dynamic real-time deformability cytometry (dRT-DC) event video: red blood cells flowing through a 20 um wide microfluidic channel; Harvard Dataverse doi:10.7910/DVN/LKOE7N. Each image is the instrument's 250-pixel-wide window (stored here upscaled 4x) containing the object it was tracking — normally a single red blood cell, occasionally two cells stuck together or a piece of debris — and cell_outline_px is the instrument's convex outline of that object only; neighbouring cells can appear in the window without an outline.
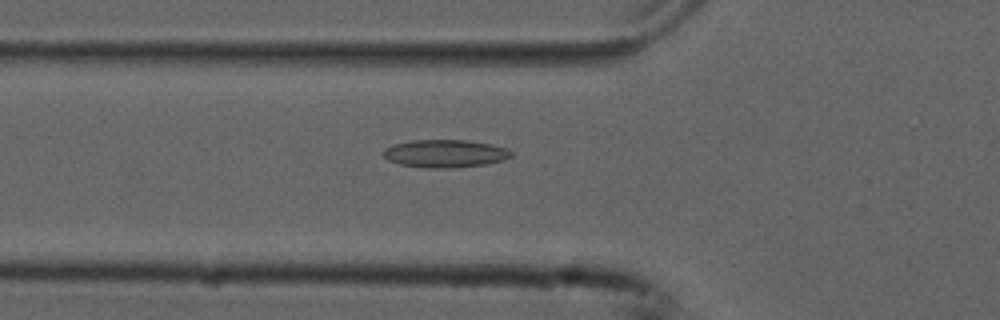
{"species": "common noctule bat (a hibernating species)", "species_latin": "Nyctalus noctula", "temperature_condition": "cold", "stored_images_in_passage": 54, "camera_frame_rate_fps": 3000, "um_per_image_px": 0.085, "animal": {"sex": "male", "forearm_length_mm": 52.5}, "frame": {"image": 1, "passage_image": 19, "time_ms": 6.0, "image_size_px": [1000, 320], "cell_outline_px": [[512, 156], [504, 160], [484, 164], [452, 168], [428, 168], [400, 164], [388, 160], [384, 156], [384, 148], [392, 144], [412, 140], [468, 140], [492, 144], [504, 148], [512, 152]], "centroid_in_image_um": [37.82, 13.04], "position_along_channel_um": 88.0, "area_um2": 20.69}}
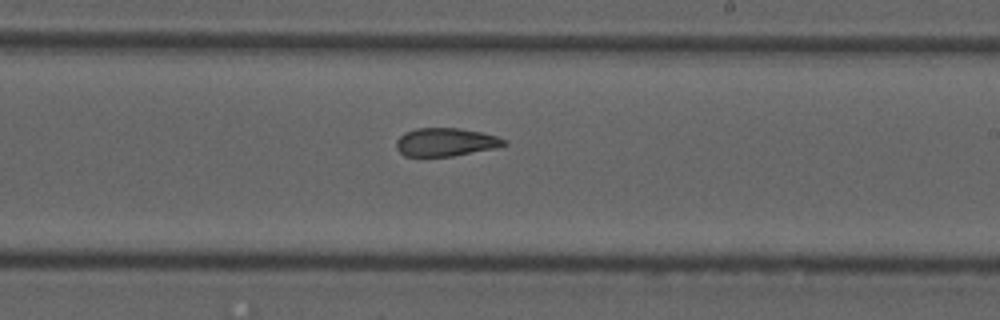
{"frame": {"image": 2, "passage_image": 32, "time_ms": 10.333, "image_size_px": [1000, 320], "cell_outline_px": [[508, 144], [496, 148], [452, 156], [404, 156], [396, 148], [396, 140], [404, 132], [416, 128], [460, 128], [480, 132], [496, 136], [508, 140]], "centroid_in_image_um": [37.88, 12.07], "position_along_channel_um": 251.1, "area_um2": 17.8}}
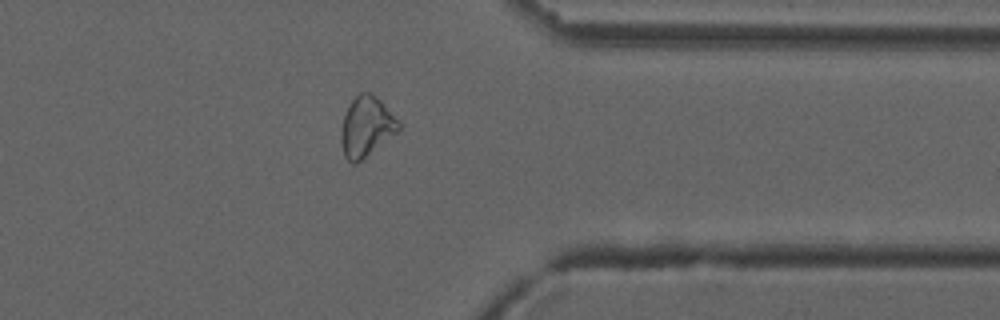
{"frame": {"image": 3, "passage_image": 43, "time_ms": 14.0, "image_size_px": [1000, 320], "cell_outline_px": [[400, 132], [356, 164], [352, 164], [344, 156], [340, 140], [340, 132], [344, 116], [348, 104], [360, 92], [368, 92], [376, 96], [380, 100], [400, 124]], "centroid_in_image_um": [31.13, 10.8], "position_along_channel_um": 380.3, "area_um2": 20.29}, "authors_computed_cell_mechanics": {"area_um2": 19.9121, "velocity_mm_per_s": 3.7581, "shape_relaxation_time_tau1_ms": null, "shape_relaxation_time_tau2_ms": 3.0497, "deformation_change_tau1": null, "deformation_change_tau2": 0.1092}}